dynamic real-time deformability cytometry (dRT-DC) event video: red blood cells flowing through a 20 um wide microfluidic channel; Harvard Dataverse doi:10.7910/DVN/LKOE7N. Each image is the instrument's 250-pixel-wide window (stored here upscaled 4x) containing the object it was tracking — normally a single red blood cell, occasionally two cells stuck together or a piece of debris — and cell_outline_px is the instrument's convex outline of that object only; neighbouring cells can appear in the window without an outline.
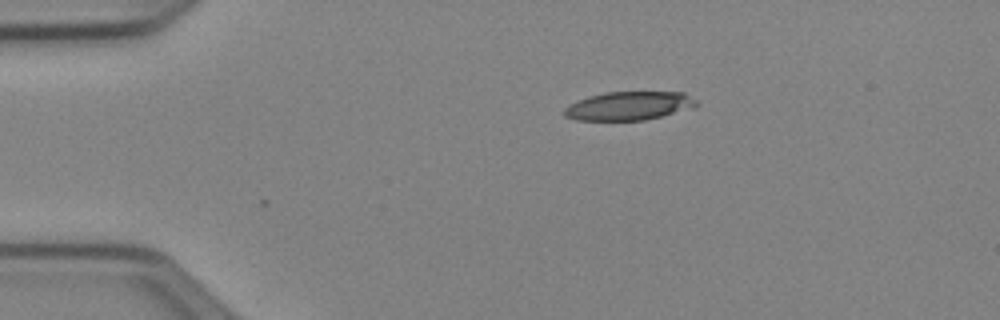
{"species": "Egyptian fruit bat (a non-hibernating species)", "species_latin": "Rousettus aegyptiacus", "temperature_condition": "cold", "stored_images_in_passage": 2, "camera_frame_rate_fps": 3000, "um_per_image_px": 0.085, "animal": {"sex": "female"}, "frame": {"image": 1, "passage_image": 2, "time_ms": 0.333, "image_size_px": [1000, 320], "cell_outline_px": [[700, 104], [696, 108], [644, 120], [576, 120], [564, 116], [564, 108], [568, 104], [588, 96], [604, 92], [684, 92], [696, 100]], "centroid_in_image_um": [53.49, 8.99], "position_along_channel_um": 31.5, "area_um2": 22.25}}